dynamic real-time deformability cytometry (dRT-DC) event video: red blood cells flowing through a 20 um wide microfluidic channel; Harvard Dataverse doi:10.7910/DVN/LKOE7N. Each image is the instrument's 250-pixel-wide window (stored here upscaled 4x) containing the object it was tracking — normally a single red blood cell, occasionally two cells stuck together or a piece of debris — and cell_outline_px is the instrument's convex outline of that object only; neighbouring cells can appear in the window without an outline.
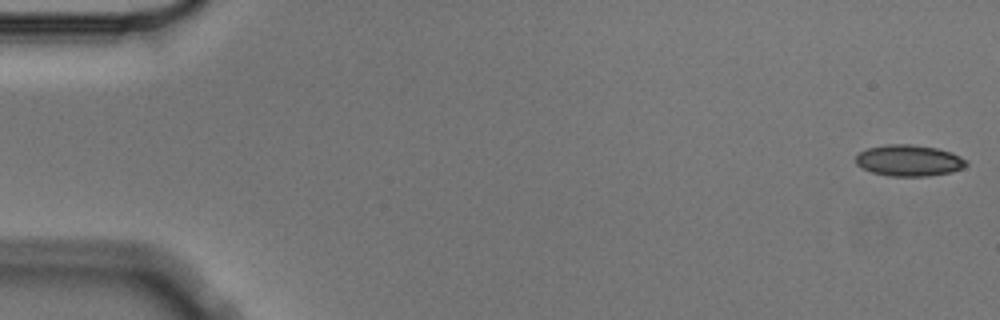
{"species": "Egyptian fruit bat (a non-hibernating species)", "species_latin": "Rousettus aegyptiacus", "temperature_condition": "cold", "stored_images_in_passage": 5, "camera_frame_rate_fps": 3000, "um_per_image_px": 0.085, "animal": {"sex": "male"}, "frame": {"image": 1, "passage_image": 1, "time_ms": 0.0, "image_size_px": [1000, 320], "cell_outline_px": [[968, 164], [964, 168], [952, 172], [928, 176], [888, 176], [872, 172], [856, 164], [856, 156], [860, 152], [868, 148], [888, 144], [912, 144], [936, 148], [952, 152], [968, 160]], "centroid_in_image_um": [77.31, 13.64], "position_along_channel_um": 7.7, "area_um2": 20.23}}
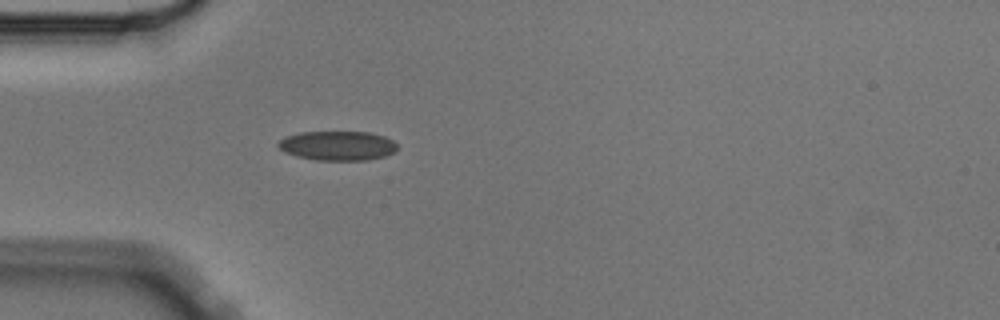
{"frame": {"image": 2, "passage_image": 5, "time_ms": 1.333, "image_size_px": [1000, 320], "cell_outline_px": [[396, 148], [392, 152], [384, 156], [368, 160], [316, 160], [296, 156], [284, 152], [276, 144], [284, 136], [300, 132], [368, 132], [384, 136], [392, 140], [396, 144]], "centroid_in_image_um": [28.65, 12.38], "position_along_channel_um": 56.4, "area_um2": 20.35}}